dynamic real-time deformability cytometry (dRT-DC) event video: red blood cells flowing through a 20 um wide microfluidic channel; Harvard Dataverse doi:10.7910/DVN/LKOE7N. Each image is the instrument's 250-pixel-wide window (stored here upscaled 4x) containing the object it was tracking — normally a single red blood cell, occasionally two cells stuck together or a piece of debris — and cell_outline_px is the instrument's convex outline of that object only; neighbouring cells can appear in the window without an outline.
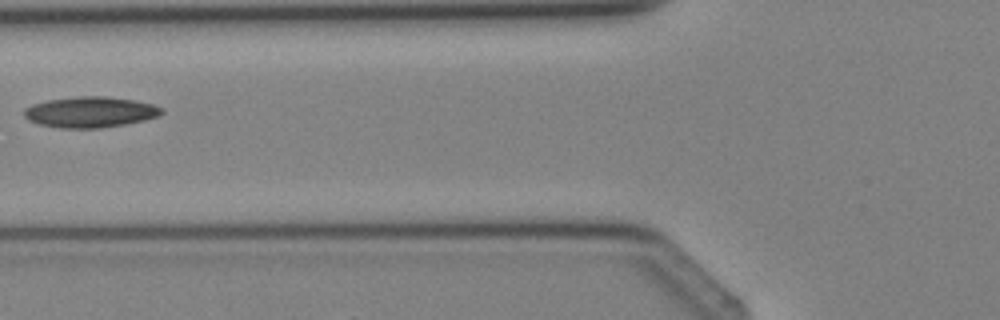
{"species": "Egyptian fruit bat (a non-hibernating species)", "species_latin": "Rousettus aegyptiacus", "temperature_condition": "cold", "stored_images_in_passage": 3, "camera_frame_rate_fps": 3000, "um_per_image_px": 0.085, "animal": {"sex": "female"}, "frame": {"image": 1, "passage_image": 3, "time_ms": 2.333, "image_size_px": [1000, 320], "cell_outline_px": [[164, 112], [160, 116], [144, 120], [124, 124], [100, 128], [60, 128], [40, 124], [28, 120], [24, 116], [24, 108], [32, 104], [48, 100], [80, 96], [108, 96], [136, 100], [152, 104], [164, 108]], "centroid_in_image_um": [7.7, 9.52], "position_along_channel_um": 118.1, "area_um2": 24.8}}